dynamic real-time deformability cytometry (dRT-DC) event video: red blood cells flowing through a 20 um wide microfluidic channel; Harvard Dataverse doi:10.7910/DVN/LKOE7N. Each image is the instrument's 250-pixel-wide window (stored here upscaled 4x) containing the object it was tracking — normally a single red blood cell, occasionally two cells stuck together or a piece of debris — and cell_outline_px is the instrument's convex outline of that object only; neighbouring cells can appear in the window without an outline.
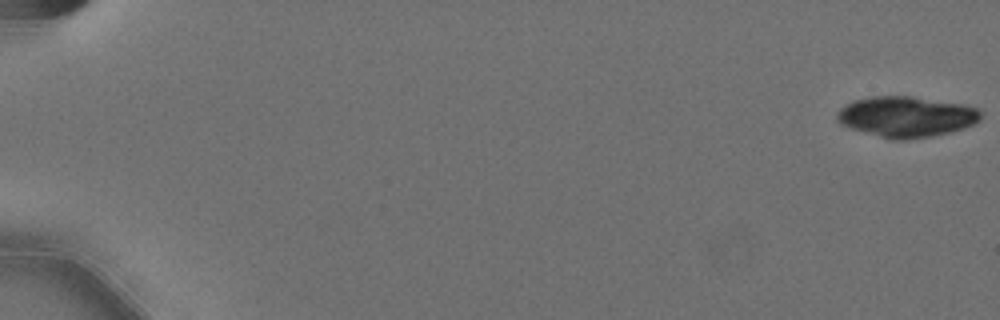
{"species": "Egyptian fruit bat (a non-hibernating species)", "species_latin": "Rousettus aegyptiacus", "temperature_condition": "cold", "stored_images_in_passage": 22, "camera_frame_rate_fps": 3000, "um_per_image_px": 0.085, "animal": {"sex": "female"}, "frame": {"image": 1, "passage_image": 1, "time_ms": 0.0, "image_size_px": [1000, 320], "cell_outline_px": [[980, 120], [964, 128], [948, 132], [928, 136], [904, 140], [892, 140], [852, 128], [840, 124], [836, 120], [836, 116], [840, 108], [852, 100], [872, 96], [912, 96], [964, 104], [976, 108], [980, 112]], "centroid_in_image_um": [77.0, 9.9], "position_along_channel_um": 8.0, "area_um2": 33.87}}